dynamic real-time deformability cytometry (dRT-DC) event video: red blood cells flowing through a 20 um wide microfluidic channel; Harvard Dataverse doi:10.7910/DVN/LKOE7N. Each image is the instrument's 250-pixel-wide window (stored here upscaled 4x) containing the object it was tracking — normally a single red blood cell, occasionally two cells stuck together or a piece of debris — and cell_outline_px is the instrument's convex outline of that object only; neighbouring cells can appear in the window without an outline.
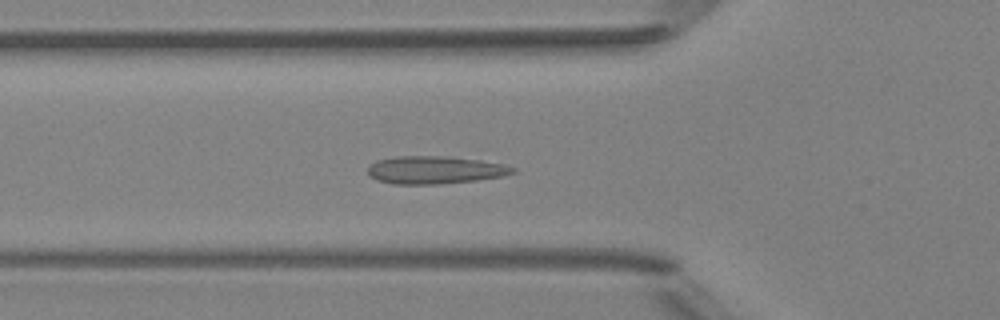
{"species": "Egyptian fruit bat (a non-hibernating species)", "species_latin": "Rousettus aegyptiacus", "temperature_condition": "room temperature", "stored_images_in_passage": 48, "camera_frame_rate_fps": 3000, "um_per_image_px": 0.085, "animal": {"sex": "female"}, "frame": {"image": 1, "passage_image": 16, "time_ms": 5.0, "image_size_px": [1000, 320], "cell_outline_px": [[516, 172], [504, 176], [476, 180], [440, 184], [392, 184], [376, 180], [368, 176], [368, 164], [376, 160], [396, 156], [448, 156], [480, 160], [504, 164], [516, 168]], "centroid_in_image_um": [36.94, 14.44], "position_along_channel_um": 88.9, "area_um2": 23.76}}
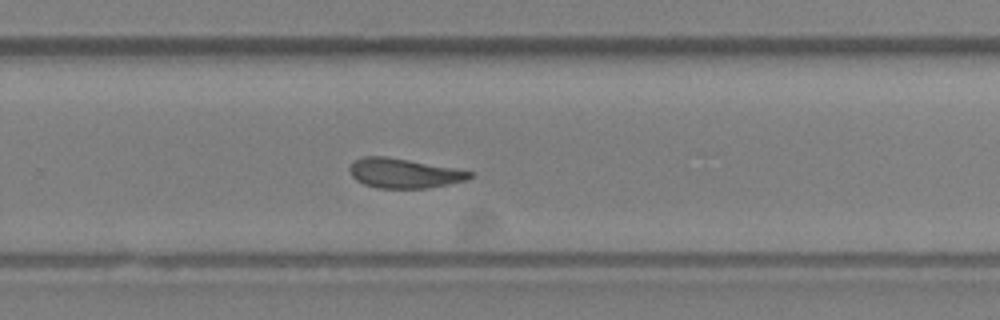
{"frame": {"image": 2, "passage_image": 31, "time_ms": 10.0, "image_size_px": [1000, 320], "cell_outline_px": [[476, 172], [468, 180], [448, 184], [424, 188], [376, 188], [364, 184], [356, 180], [352, 176], [348, 168], [356, 160], [364, 156], [384, 156], [456, 168]], "centroid_in_image_um": [34.36, 14.73], "position_along_channel_um": 295.4, "area_um2": 20.69}}
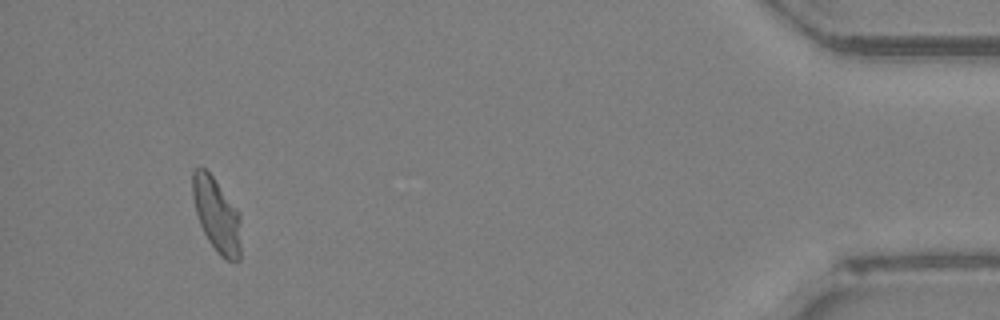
{"frame": {"image": 3, "passage_image": 45, "time_ms": 14.667, "image_size_px": [1000, 320], "cell_outline_px": [[240, 260], [228, 260], [220, 256], [216, 252], [208, 240], [200, 224], [196, 212], [192, 196], [192, 172], [200, 164], [212, 176], [240, 212]], "centroid_in_image_um": [18.41, 18.25], "position_along_channel_um": 416.8, "area_um2": 20.92}, "authors_computed_cell_mechanics": {"area_um2": 21.6172, "velocity_mm_per_s": 4.1454, "shape_relaxation_time_tau1_ms": null, "shape_relaxation_time_tau2_ms": 2.8166, "deformation_change_tau1": null, "deformation_change_tau2": 0.0739}}